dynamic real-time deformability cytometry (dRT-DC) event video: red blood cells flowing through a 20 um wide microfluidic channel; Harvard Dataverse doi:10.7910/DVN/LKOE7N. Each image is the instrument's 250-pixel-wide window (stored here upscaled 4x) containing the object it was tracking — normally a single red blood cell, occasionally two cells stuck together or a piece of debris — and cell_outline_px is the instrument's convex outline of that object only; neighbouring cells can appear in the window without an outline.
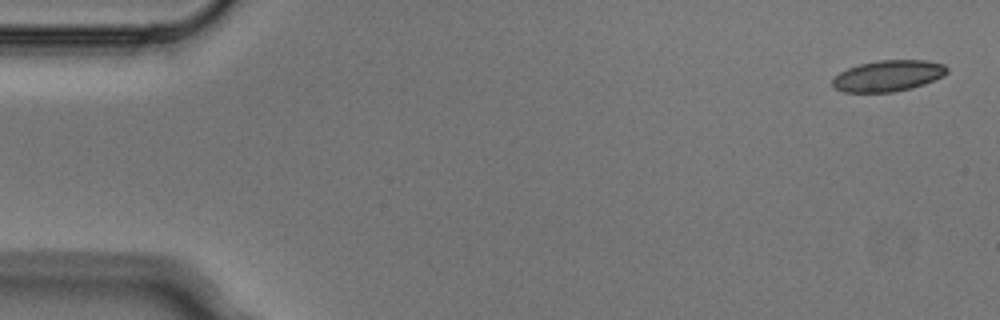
{"species": "Egyptian fruit bat (a non-hibernating species)", "species_latin": "Rousettus aegyptiacus", "temperature_condition": "cold", "stored_images_in_passage": 7, "camera_frame_rate_fps": 3000, "um_per_image_px": 0.085, "animal": {"sex": "male"}, "frame": {"image": 1, "passage_image": 1, "time_ms": 0.0, "image_size_px": [1000, 320], "cell_outline_px": [[948, 72], [944, 76], [924, 84], [912, 88], [892, 92], [844, 92], [832, 88], [832, 80], [840, 72], [848, 68], [860, 64], [880, 60], [928, 60], [944, 64], [948, 68]], "centroid_in_image_um": [75.51, 6.44], "position_along_channel_um": 9.5, "area_um2": 20.87}}
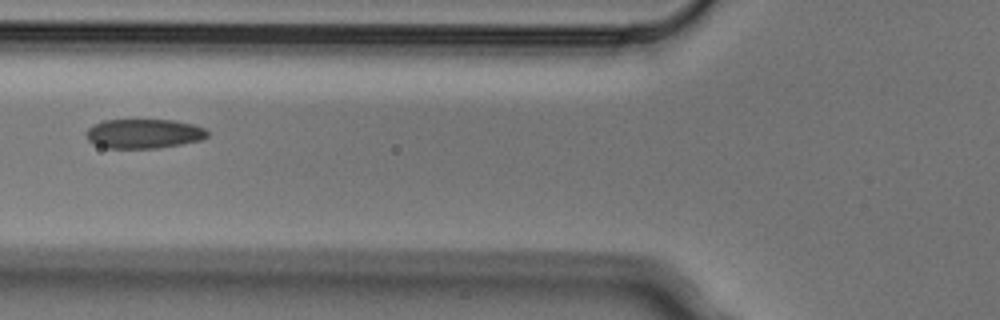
{"frame": {"image": 2, "passage_image": 6, "time_ms": 1.667, "image_size_px": [1000, 320], "cell_outline_px": [[208, 136], [200, 140], [180, 144], [156, 148], [104, 148], [88, 140], [88, 128], [104, 120], [172, 120], [192, 124], [204, 128], [208, 132]], "centroid_in_image_um": [12.24, 11.36], "position_along_channel_um": 113.6, "area_um2": 20.46}}
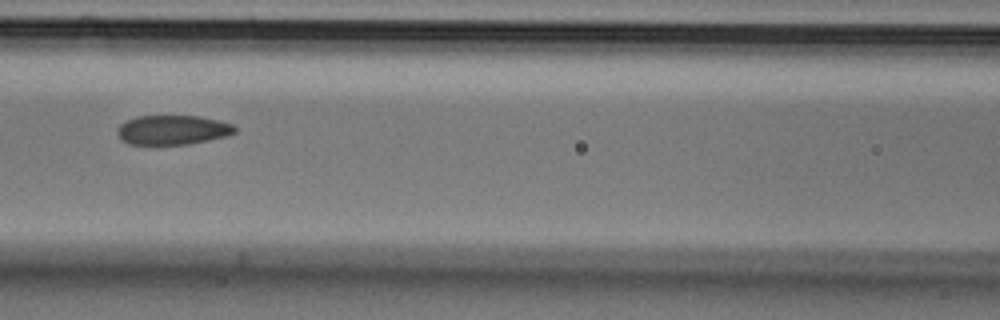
{"frame": {"image": 3, "passage_image": 7, "time_ms": 2.0, "image_size_px": [1000, 320], "cell_outline_px": [[236, 132], [228, 136], [188, 144], [128, 144], [120, 140], [116, 132], [116, 128], [120, 124], [136, 116], [200, 116], [220, 120], [232, 124], [236, 128]], "centroid_in_image_um": [14.66, 11.04], "position_along_channel_um": 151.9, "area_um2": 20.35}}